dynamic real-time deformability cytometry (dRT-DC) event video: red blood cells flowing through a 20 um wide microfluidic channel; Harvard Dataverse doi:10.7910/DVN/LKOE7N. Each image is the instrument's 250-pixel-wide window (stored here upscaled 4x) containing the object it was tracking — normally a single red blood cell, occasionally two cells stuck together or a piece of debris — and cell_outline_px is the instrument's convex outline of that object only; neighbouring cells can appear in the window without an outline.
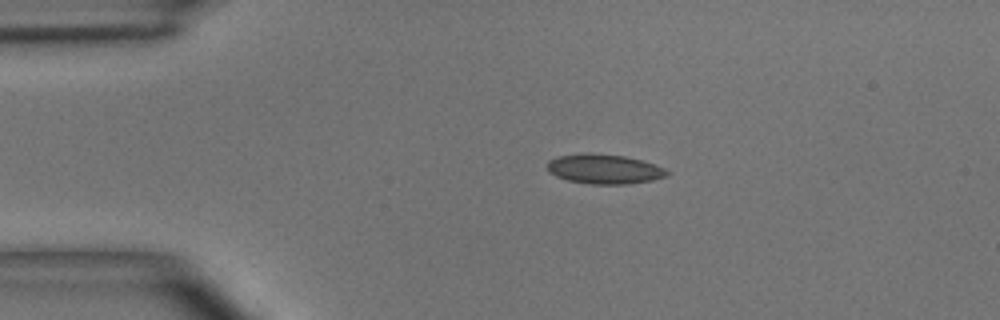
{"species": "common noctule bat (a hibernating species)", "species_latin": "Nyctalus noctula", "temperature_condition": "room temperature", "stored_images_in_passage": 2, "camera_frame_rate_fps": 3000, "um_per_image_px": 0.085, "animal": {"sex": "male", "body_mass_g": 15.6}, "frame": {"image": 1, "passage_image": 1, "time_ms": 0.0, "image_size_px": [1000, 320], "cell_outline_px": [[668, 172], [664, 176], [652, 180], [628, 184], [588, 184], [568, 180], [556, 176], [548, 172], [548, 160], [560, 156], [584, 152], [592, 152], [624, 156], [640, 160], [664, 168]], "centroid_in_image_um": [51.3, 14.36], "position_along_channel_um": 33.7, "area_um2": 20.58}}